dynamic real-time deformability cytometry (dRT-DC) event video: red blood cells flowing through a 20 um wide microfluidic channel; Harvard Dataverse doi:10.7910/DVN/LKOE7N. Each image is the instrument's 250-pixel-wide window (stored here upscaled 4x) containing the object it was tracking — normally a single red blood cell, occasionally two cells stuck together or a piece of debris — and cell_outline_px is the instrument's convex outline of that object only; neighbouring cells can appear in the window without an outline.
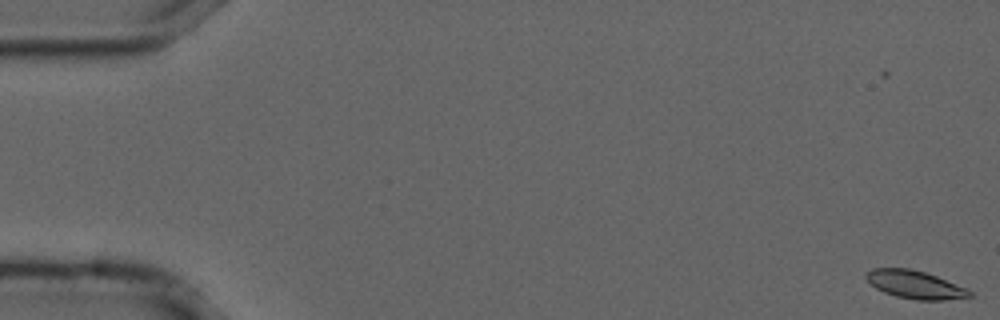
{"species": "common noctule bat (a hibernating species)", "species_latin": "Nyctalus noctula", "temperature_condition": "cold", "stored_images_in_passage": 15, "camera_frame_rate_fps": 3000, "um_per_image_px": 0.085, "animal": {"sex": "male", "forearm_length_mm": 52.5}, "frame": {"image": 1, "passage_image": 1, "time_ms": 0.0, "image_size_px": [1000, 320], "cell_outline_px": [[972, 296], [944, 300], [916, 300], [896, 296], [884, 292], [876, 288], [864, 276], [872, 268], [908, 268], [924, 272], [936, 276], [968, 288], [972, 292]], "centroid_in_image_um": [77.8, 24.19], "position_along_channel_um": 7.2, "area_um2": 16.76}}
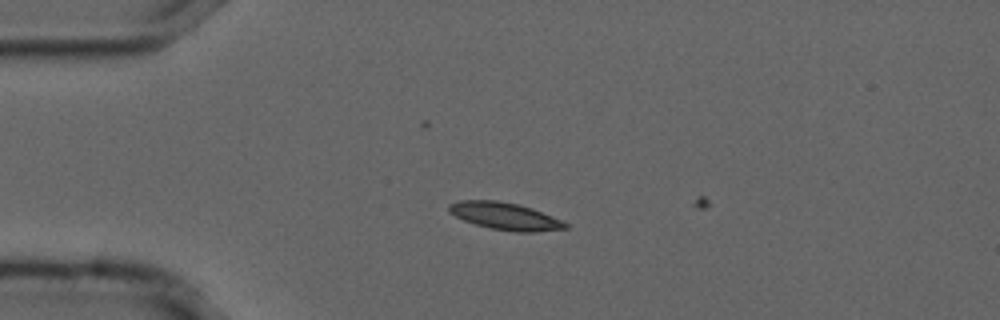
{"frame": {"image": 2, "passage_image": 14, "time_ms": 4.333, "image_size_px": [1000, 320], "cell_outline_px": [[568, 228], [536, 232], [516, 232], [492, 228], [476, 224], [464, 220], [448, 212], [448, 204], [460, 200], [496, 200], [516, 204], [532, 208], [552, 216], [568, 224]], "centroid_in_image_um": [42.92, 18.37], "position_along_channel_um": 42.1, "area_um2": 18.32}}